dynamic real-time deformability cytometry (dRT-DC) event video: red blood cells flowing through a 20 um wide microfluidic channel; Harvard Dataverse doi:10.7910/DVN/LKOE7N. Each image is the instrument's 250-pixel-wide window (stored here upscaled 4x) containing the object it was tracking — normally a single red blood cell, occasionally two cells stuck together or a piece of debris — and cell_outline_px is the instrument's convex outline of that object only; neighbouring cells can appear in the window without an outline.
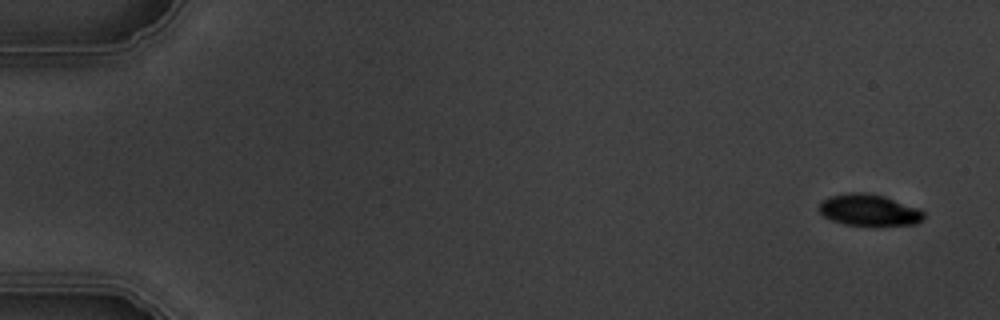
{"species": "common noctule bat (a hibernating species)", "species_latin": "Nyctalus noctula", "temperature_condition": "warm", "stored_images_in_passage": 9, "camera_frame_rate_fps": 3000, "um_per_image_px": 0.085, "animal": {"sex": "male", "body_mass_g": 19.5, "forearm_length_mm": 54.6}, "frame": {"image": 1, "passage_image": 1, "time_ms": 0.0, "image_size_px": [1000, 320], "cell_outline_px": [[924, 216], [916, 224], [872, 228], [844, 224], [832, 220], [824, 216], [816, 208], [824, 200], [832, 196], [848, 192], [864, 192], [884, 196], [920, 208], [924, 212]], "centroid_in_image_um": [73.89, 17.9], "position_along_channel_um": 11.1, "area_um2": 19.88}}
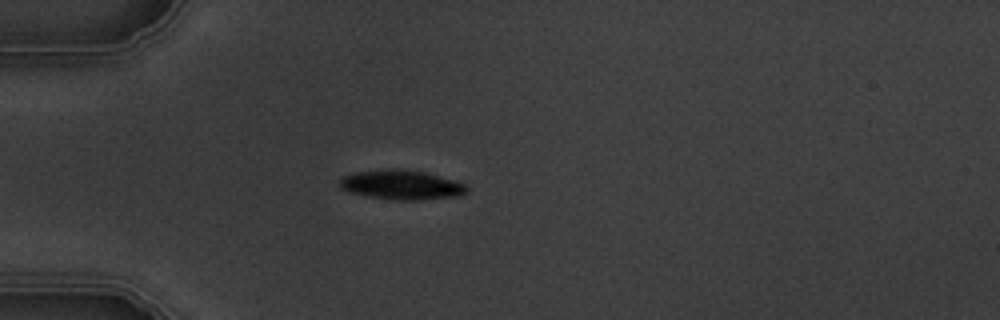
{"frame": {"image": 2, "passage_image": 5, "time_ms": 4.667, "image_size_px": [1000, 320], "cell_outline_px": [[468, 192], [460, 196], [416, 200], [400, 200], [368, 196], [348, 192], [340, 188], [340, 180], [344, 176], [356, 172], [392, 168], [424, 172], [452, 180], [464, 184], [468, 188]], "centroid_in_image_um": [34.12, 15.72], "position_along_channel_um": 50.9, "area_um2": 21.56}}